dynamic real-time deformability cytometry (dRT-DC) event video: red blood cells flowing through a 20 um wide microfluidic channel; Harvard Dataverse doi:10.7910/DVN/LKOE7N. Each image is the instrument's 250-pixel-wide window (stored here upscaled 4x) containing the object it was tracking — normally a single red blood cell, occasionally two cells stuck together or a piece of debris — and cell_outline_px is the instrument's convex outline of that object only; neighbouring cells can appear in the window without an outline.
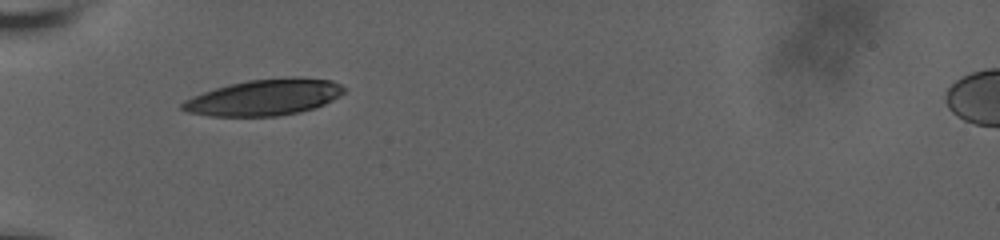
{"species": "human", "species_latin": "Homo sapiens", "temperature_condition": "room temperature", "stored_images_in_passage": 34, "camera_frame_rate_fps": 3000, "um_per_image_px": 0.085, "donor": {"sex": "male"}, "frame": {"image": 1, "passage_image": 1, "time_ms": 0.0, "image_size_px": [1000, 240], "cell_outline_px": [[344, 92], [332, 100], [324, 104], [300, 112], [276, 116], [208, 116], [188, 112], [180, 108], [180, 104], [184, 100], [192, 96], [216, 88], [248, 80], [332, 80], [340, 84], [344, 88]], "centroid_in_image_um": [22.37, 8.33], "position_along_channel_um": 62.6, "area_um2": 32.77}}
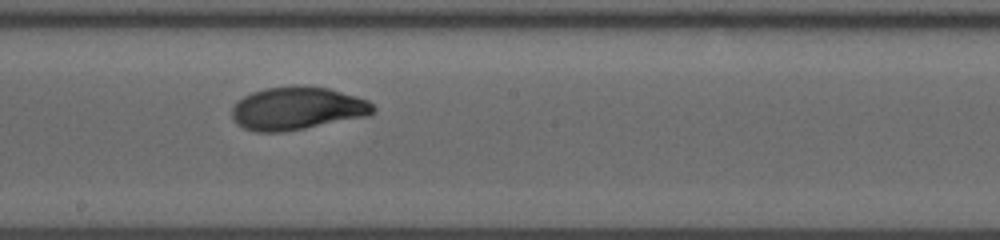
{"frame": {"image": 2, "passage_image": 19, "time_ms": 4.667, "image_size_px": [1000, 240], "cell_outline_px": [[376, 108], [368, 116], [304, 128], [280, 132], [256, 132], [244, 128], [232, 116], [232, 108], [244, 96], [252, 92], [264, 88], [296, 84], [304, 84], [328, 88], [356, 96], [368, 100]], "centroid_in_image_um": [25.28, 9.19], "position_along_channel_um": 222.9, "area_um2": 35.32}}
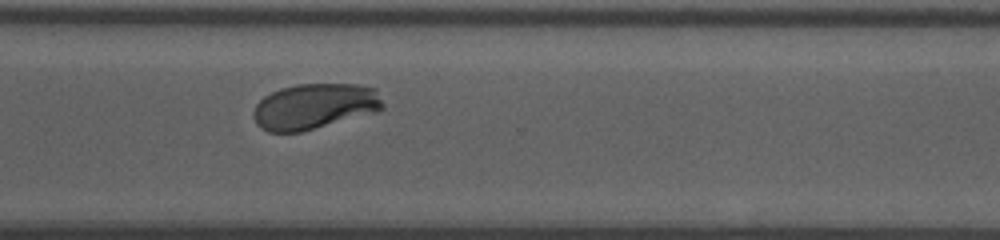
{"frame": {"image": 3, "passage_image": 33, "time_ms": 8.0, "image_size_px": [1000, 240], "cell_outline_px": [[384, 108], [376, 112], [300, 132], [268, 132], [260, 128], [256, 124], [252, 116], [252, 112], [256, 104], [264, 96], [280, 88], [296, 84], [356, 84], [376, 88], [384, 104]], "centroid_in_image_um": [26.72, 9.03], "position_along_channel_um": 343.9, "area_um2": 34.62}}